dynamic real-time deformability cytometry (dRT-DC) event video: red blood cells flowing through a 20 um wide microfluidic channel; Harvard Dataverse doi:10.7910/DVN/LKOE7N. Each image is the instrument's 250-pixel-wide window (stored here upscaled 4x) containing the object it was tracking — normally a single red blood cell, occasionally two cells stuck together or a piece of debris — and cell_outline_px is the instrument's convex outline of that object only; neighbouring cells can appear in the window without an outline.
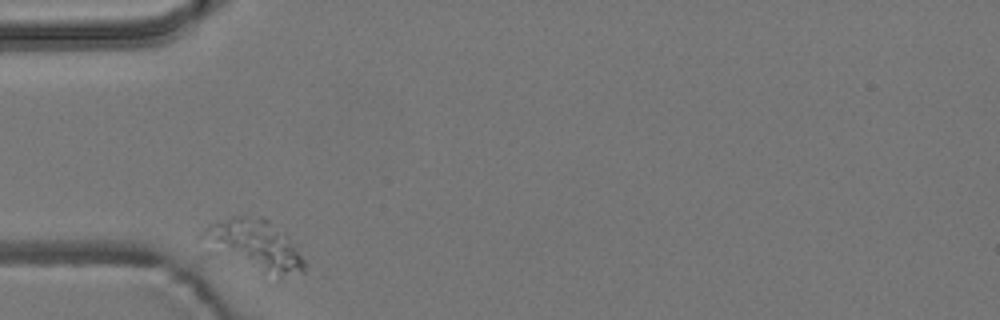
{"species": "common noctule bat (a hibernating species)", "species_latin": "Nyctalus noctula", "temperature_condition": "room temperature", "stored_images_in_passage": 2, "camera_frame_rate_fps": 3000, "um_per_image_px": 0.085, "animal": {"sex": "male", "body_mass_g": 19.2, "forearm_length_mm": 51.8}, "frame": {"image": 1, "passage_image": 1, "time_ms": 0.0, "image_size_px": [1000, 320], "cell_outline_px": [[308, 264], [304, 272], [280, 272], [264, 268], [200, 236], [200, 232], [208, 224], [232, 216], [260, 216], [268, 220], [284, 232], [296, 244]], "centroid_in_image_um": [21.84, 20.63], "position_along_channel_um": 63.2, "area_um2": 26.24}}
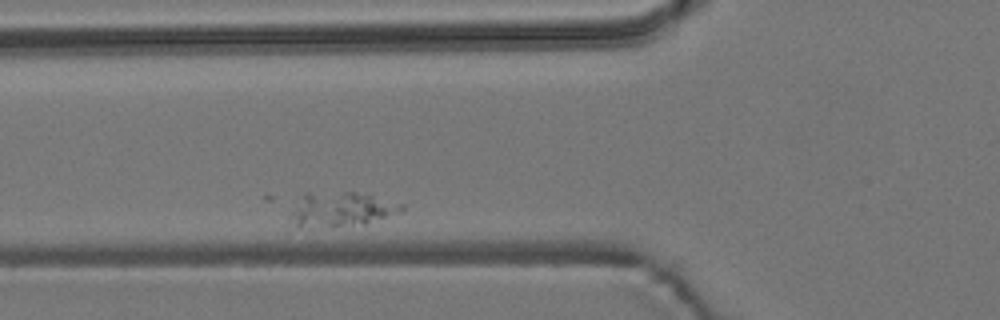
{"frame": {"image": 2, "passage_image": 2, "time_ms": 1.333, "image_size_px": [1000, 320], "cell_outline_px": [[404, 208], [400, 212], [364, 224], [296, 224], [288, 216], [304, 196], [308, 192], [368, 192], [404, 204]], "centroid_in_image_um": [29.17, 17.71], "position_along_channel_um": 96.6, "area_um2": 21.39}}